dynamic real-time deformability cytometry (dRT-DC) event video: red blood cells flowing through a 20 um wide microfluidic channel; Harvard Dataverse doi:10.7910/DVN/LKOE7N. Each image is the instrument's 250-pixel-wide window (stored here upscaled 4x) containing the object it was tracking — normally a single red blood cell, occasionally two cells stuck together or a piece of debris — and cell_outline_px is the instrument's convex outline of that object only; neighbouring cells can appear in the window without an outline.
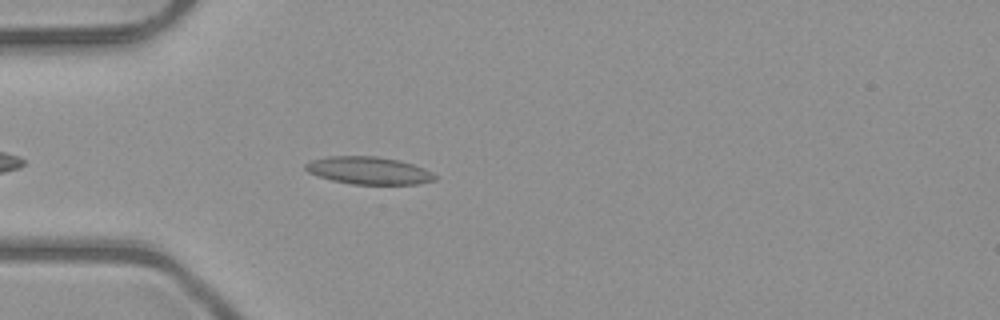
{"species": "common noctule bat (a hibernating species)", "species_latin": "Nyctalus noctula", "temperature_condition": "room temperature", "stored_images_in_passage": 39, "camera_frame_rate_fps": 3000, "um_per_image_px": 0.085, "animal": {"sex": "male", "body_mass_g": 23.1, "forearm_length_mm": 52.7}, "frame": {"image": 1, "passage_image": 5, "time_ms": 1.333, "image_size_px": [1000, 320], "cell_outline_px": [[436, 180], [416, 184], [352, 184], [332, 180], [308, 172], [304, 168], [304, 164], [312, 160], [328, 156], [376, 156], [400, 160], [424, 168], [432, 172], [436, 176]], "centroid_in_image_um": [31.35, 14.49], "position_along_channel_um": 53.7, "area_um2": 20.69}}
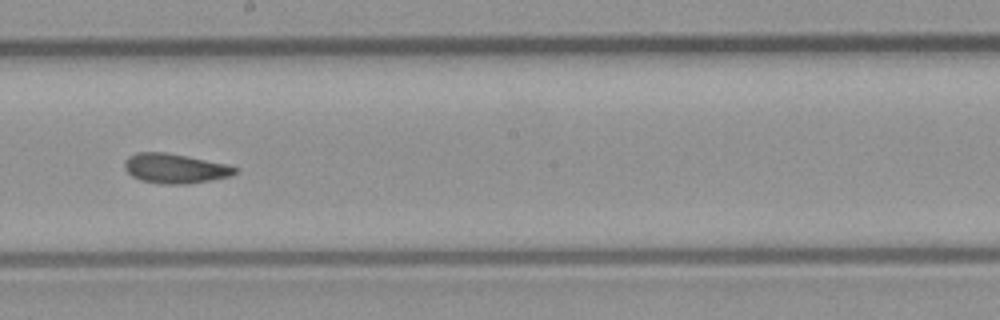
{"frame": {"image": 2, "passage_image": 19, "time_ms": 6.0, "image_size_px": [1000, 320], "cell_outline_px": [[240, 172], [232, 176], [212, 180], [188, 184], [160, 184], [140, 180], [132, 176], [124, 168], [124, 160], [128, 156], [136, 152], [164, 152], [228, 164], [240, 168]], "centroid_in_image_um": [14.92, 14.32], "position_along_channel_um": 233.3, "area_um2": 19.42}}
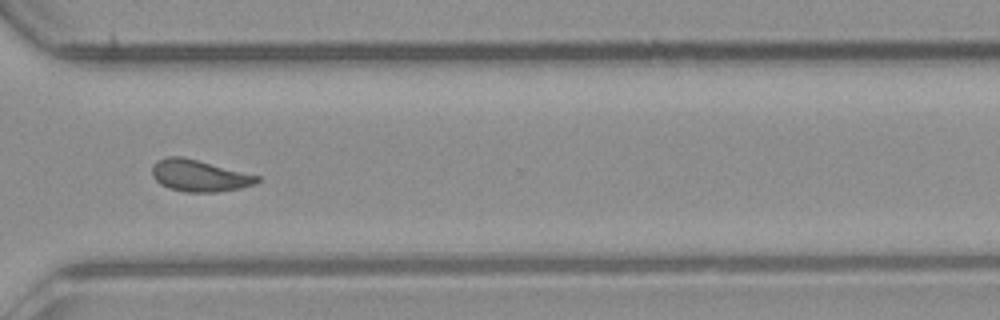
{"frame": {"image": 3, "passage_image": 28, "time_ms": 9.0, "image_size_px": [1000, 320], "cell_outline_px": [[260, 180], [256, 184], [240, 188], [216, 192], [184, 192], [168, 188], [160, 184], [152, 176], [152, 164], [156, 160], [168, 156], [180, 156], [260, 176]], "centroid_in_image_um": [16.91, 14.94], "position_along_channel_um": 353.7, "area_um2": 19.36}, "authors_computed_cell_mechanics": {"area_um2": 18.8428, "velocity_mm_per_s": 4.0196, "shape_relaxation_time_tau1_ms": 8.8068, "shape_relaxation_time_tau2_ms": 2.3171, "deformation_change_tau1": 0.1925, "deformation_change_tau2": 0.0967}}